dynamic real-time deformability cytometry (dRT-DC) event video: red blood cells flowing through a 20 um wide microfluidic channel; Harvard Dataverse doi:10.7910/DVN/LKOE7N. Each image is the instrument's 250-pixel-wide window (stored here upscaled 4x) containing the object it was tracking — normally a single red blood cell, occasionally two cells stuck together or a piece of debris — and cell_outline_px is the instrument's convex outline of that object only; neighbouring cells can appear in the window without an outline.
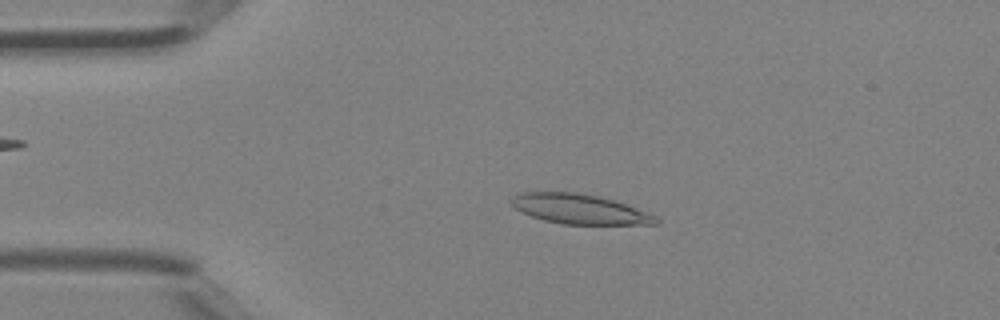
{"species": "Egyptian fruit bat (a non-hibernating species)", "species_latin": "Rousettus aegyptiacus", "temperature_condition": "room temperature", "stored_images_in_passage": 2, "camera_frame_rate_fps": 3000, "um_per_image_px": 0.085, "animal": {"sex": "female"}, "frame": {"image": 1, "passage_image": 2, "time_ms": 0.333, "image_size_px": [1000, 320], "cell_outline_px": [[660, 224], [564, 224], [544, 220], [532, 216], [516, 208], [512, 204], [512, 196], [524, 192], [576, 192], [596, 196], [612, 200], [648, 212], [656, 216], [660, 220]], "centroid_in_image_um": [49.3, 17.77], "position_along_channel_um": 35.7, "area_um2": 24.68}}